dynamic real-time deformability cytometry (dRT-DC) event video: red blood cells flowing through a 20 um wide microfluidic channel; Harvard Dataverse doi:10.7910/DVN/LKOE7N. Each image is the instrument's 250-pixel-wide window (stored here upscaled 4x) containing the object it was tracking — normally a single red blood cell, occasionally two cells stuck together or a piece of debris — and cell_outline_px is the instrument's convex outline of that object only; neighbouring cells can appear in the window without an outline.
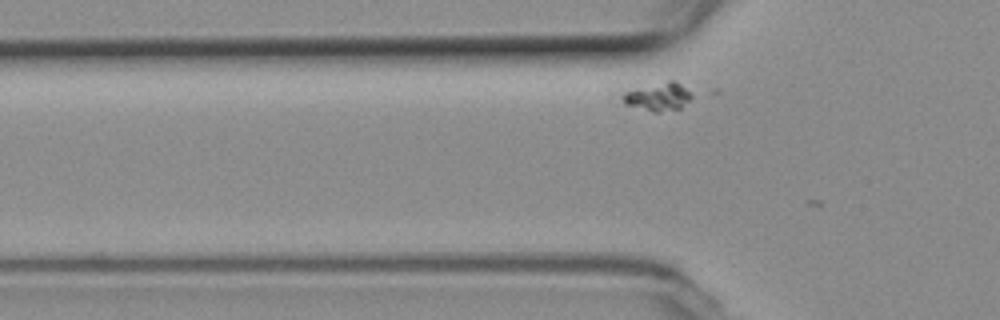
{"species": "common noctule bat (a hibernating species)", "species_latin": "Nyctalus noctula", "temperature_condition": "room temperature", "stored_images_in_passage": 4, "camera_frame_rate_fps": 3000, "um_per_image_px": 0.085, "animal": {"sex": "female", "body_mass_g": 19.3, "forearm_length_mm": 54.1}, "frame": {"image": 1, "passage_image": 3, "time_ms": 0.667, "image_size_px": [1000, 320], "cell_outline_px": [[692, 96], [680, 108], [660, 112], [652, 112], [624, 104], [624, 92], [668, 80], [676, 80]], "centroid_in_image_um": [55.93, 8.23], "position_along_channel_um": 69.9, "area_um2": 10.92}}